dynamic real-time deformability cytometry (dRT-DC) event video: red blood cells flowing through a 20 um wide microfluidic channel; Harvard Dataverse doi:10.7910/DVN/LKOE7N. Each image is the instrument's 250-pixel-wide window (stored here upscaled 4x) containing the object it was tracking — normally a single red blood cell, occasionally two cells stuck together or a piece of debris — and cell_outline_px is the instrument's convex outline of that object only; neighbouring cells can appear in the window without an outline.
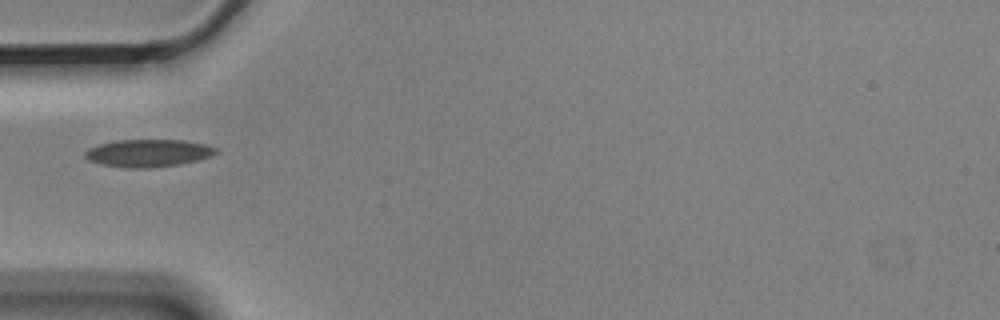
{"species": "Egyptian fruit bat (a non-hibernating species)", "species_latin": "Rousettus aegyptiacus", "temperature_condition": "cold", "stored_images_in_passage": 11, "camera_frame_rate_fps": 3000, "um_per_image_px": 0.085, "animal": {"sex": "male"}, "frame": {"image": 1, "passage_image": 1, "time_ms": 0.0, "image_size_px": [1000, 320], "cell_outline_px": [[220, 152], [212, 156], [180, 164], [148, 168], [128, 168], [100, 164], [88, 160], [84, 156], [84, 152], [88, 148], [100, 144], [116, 140], [184, 140], [204, 144], [216, 148]], "centroid_in_image_um": [12.59, 13.01], "position_along_channel_um": 72.4, "area_um2": 21.04}}
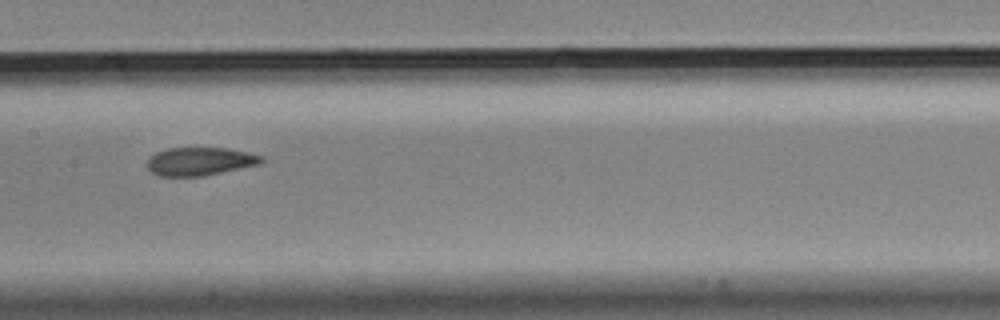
{"frame": {"image": 2, "passage_image": 4, "time_ms": 1.0, "image_size_px": [1000, 320], "cell_outline_px": [[264, 160], [260, 164], [204, 176], [160, 176], [152, 172], [148, 168], [148, 156], [156, 152], [168, 148], [228, 148], [248, 152], [264, 156]], "centroid_in_image_um": [17.01, 13.71], "position_along_channel_um": 190.4, "area_um2": 18.84}}
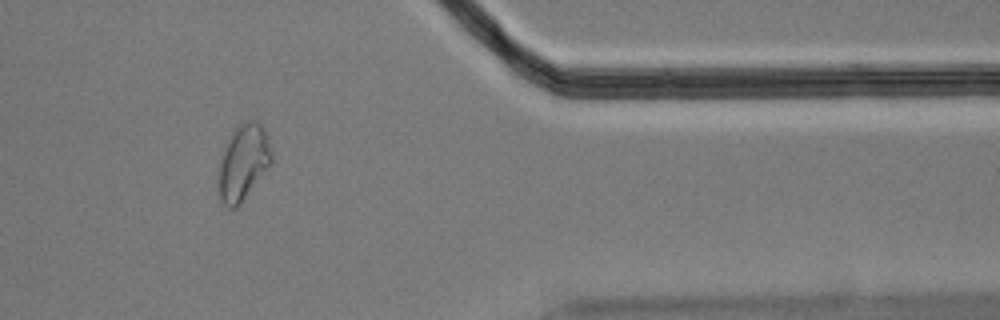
{"frame": {"image": 3, "passage_image": 9, "time_ms": 2.667, "image_size_px": [1000, 320], "cell_outline_px": [[272, 164], [240, 204], [236, 208], [228, 208], [220, 200], [220, 160], [228, 140], [236, 128], [240, 124], [252, 120], [256, 120], [260, 124], [268, 136], [272, 156]], "centroid_in_image_um": [20.72, 13.82], "position_along_channel_um": 390.7, "area_um2": 22.95}}